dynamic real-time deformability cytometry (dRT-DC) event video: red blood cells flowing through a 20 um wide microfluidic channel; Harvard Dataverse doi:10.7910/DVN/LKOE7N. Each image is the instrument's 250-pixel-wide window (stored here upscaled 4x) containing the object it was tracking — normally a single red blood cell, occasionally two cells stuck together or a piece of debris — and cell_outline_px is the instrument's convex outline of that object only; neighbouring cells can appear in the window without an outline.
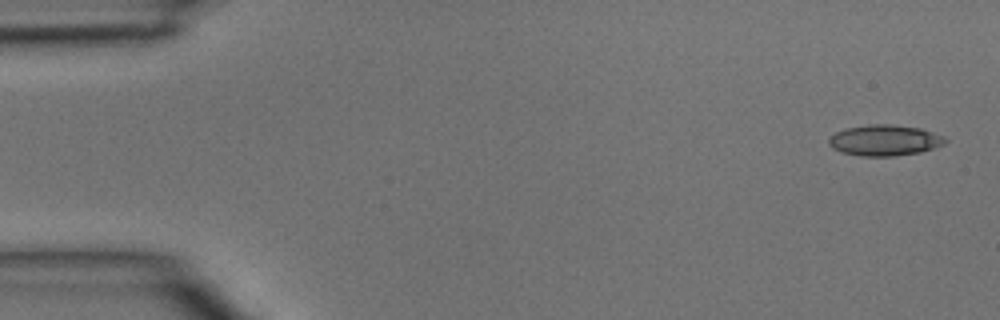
{"species": "common noctule bat (a hibernating species)", "species_latin": "Nyctalus noctula", "temperature_condition": "room temperature", "stored_images_in_passage": 4, "camera_frame_rate_fps": 3000, "um_per_image_px": 0.085, "animal": {"sex": "male", "body_mass_g": 15.6}, "frame": {"image": 1, "passage_image": 1, "time_ms": 0.0, "image_size_px": [1000, 320], "cell_outline_px": [[948, 140], [944, 144], [920, 152], [892, 156], [864, 156], [844, 152], [832, 148], [828, 144], [828, 140], [836, 132], [848, 128], [872, 124], [888, 124], [920, 128], [944, 136]], "centroid_in_image_um": [75.21, 11.92], "position_along_channel_um": 9.8, "area_um2": 20.63}}
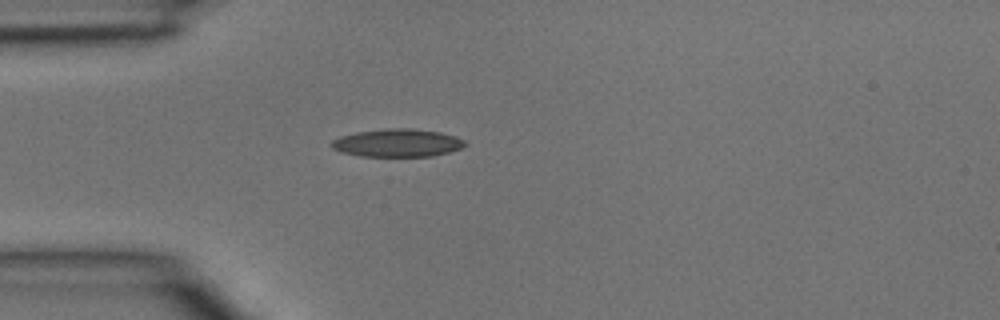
{"frame": {"image": 2, "passage_image": 4, "time_ms": 1.0, "image_size_px": [1000, 320], "cell_outline_px": [[468, 144], [460, 148], [448, 152], [432, 156], [360, 156], [340, 152], [332, 148], [328, 144], [332, 140], [340, 136], [356, 132], [384, 128], [412, 128], [440, 132], [456, 136], [464, 140]], "centroid_in_image_um": [33.74, 12.14], "position_along_channel_um": 51.3, "area_um2": 21.91}}